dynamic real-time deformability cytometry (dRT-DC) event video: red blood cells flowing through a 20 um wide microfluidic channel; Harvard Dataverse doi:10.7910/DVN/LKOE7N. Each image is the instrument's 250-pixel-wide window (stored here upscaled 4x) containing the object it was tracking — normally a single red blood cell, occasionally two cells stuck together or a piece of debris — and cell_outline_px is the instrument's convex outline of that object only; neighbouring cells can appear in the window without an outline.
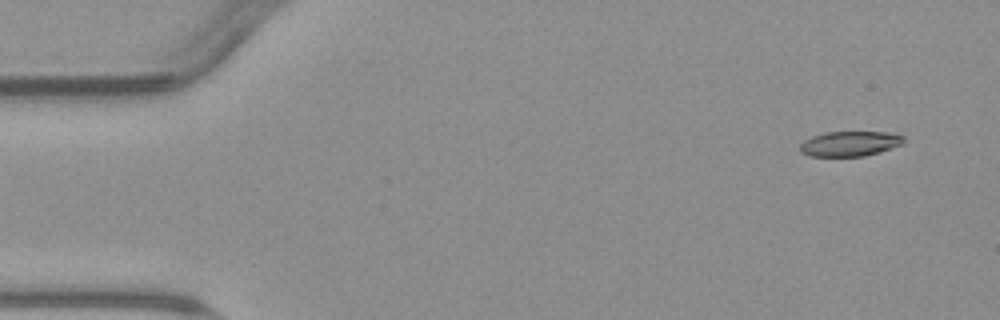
{"species": "common noctule bat (a hibernating species)", "species_latin": "Nyctalus noctula", "temperature_condition": "warm", "stored_images_in_passage": 4, "camera_frame_rate_fps": 3000, "um_per_image_px": 0.085, "animal": {"sex": "male", "body_mass_g": 23.1, "forearm_length_mm": 52.7}, "frame": {"image": 1, "passage_image": 1, "time_ms": 0.0, "image_size_px": [1000, 320], "cell_outline_px": [[904, 144], [880, 152], [864, 156], [808, 156], [800, 152], [800, 144], [804, 140], [812, 136], [824, 132], [888, 132], [904, 136]], "centroid_in_image_um": [72.24, 12.21], "position_along_channel_um": 12.8, "area_um2": 15.26}}
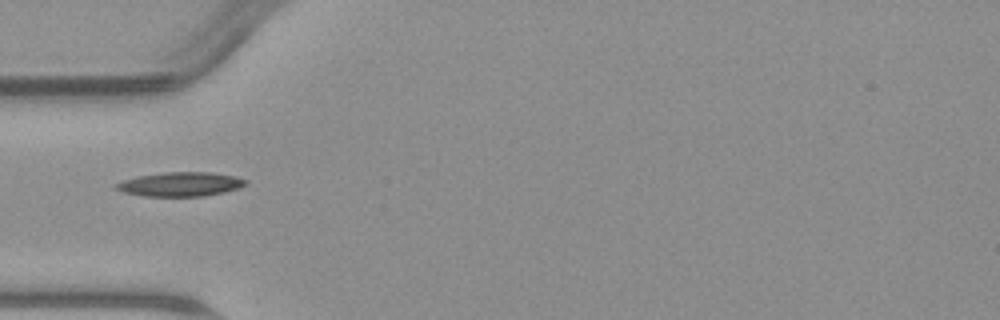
{"frame": {"image": 2, "passage_image": 4, "time_ms": 4.667, "image_size_px": [1000, 320], "cell_outline_px": [[248, 180], [244, 184], [236, 188], [224, 192], [204, 196], [144, 196], [124, 192], [112, 188], [112, 184], [136, 176], [164, 172], [212, 172], [236, 176]], "centroid_in_image_um": [15.27, 15.65], "position_along_channel_um": 69.7, "area_um2": 18.32}}